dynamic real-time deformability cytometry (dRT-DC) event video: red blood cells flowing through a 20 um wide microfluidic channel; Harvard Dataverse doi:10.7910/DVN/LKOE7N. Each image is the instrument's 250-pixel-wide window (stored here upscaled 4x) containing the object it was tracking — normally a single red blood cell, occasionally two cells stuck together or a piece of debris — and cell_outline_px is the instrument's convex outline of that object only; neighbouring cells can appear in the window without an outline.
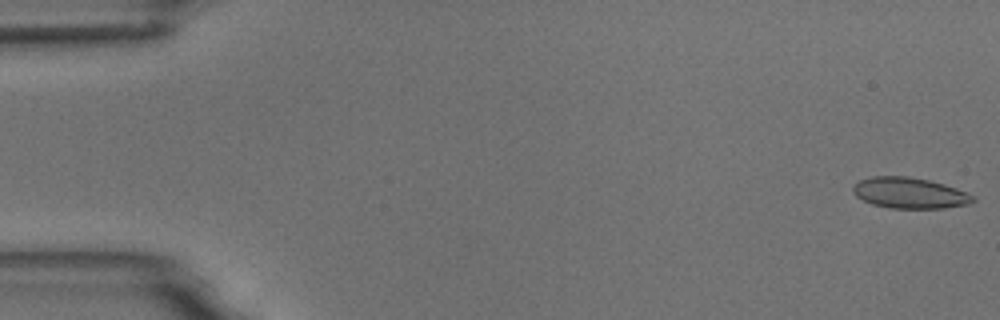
{"species": "common noctule bat (a hibernating species)", "species_latin": "Nyctalus noctula", "temperature_condition": "room temperature", "stored_images_in_passage": 7, "camera_frame_rate_fps": 3000, "um_per_image_px": 0.085, "animal": {"sex": "male", "body_mass_g": 18.8}, "frame": {"image": 1, "passage_image": 1, "time_ms": 0.0, "image_size_px": [1000, 320], "cell_outline_px": [[976, 200], [968, 204], [944, 208], [888, 208], [872, 204], [856, 196], [852, 192], [852, 188], [860, 180], [872, 176], [908, 176], [928, 180], [944, 184], [956, 188], [976, 196]], "centroid_in_image_um": [77.33, 16.4], "position_along_channel_um": 7.7, "area_um2": 21.62}}